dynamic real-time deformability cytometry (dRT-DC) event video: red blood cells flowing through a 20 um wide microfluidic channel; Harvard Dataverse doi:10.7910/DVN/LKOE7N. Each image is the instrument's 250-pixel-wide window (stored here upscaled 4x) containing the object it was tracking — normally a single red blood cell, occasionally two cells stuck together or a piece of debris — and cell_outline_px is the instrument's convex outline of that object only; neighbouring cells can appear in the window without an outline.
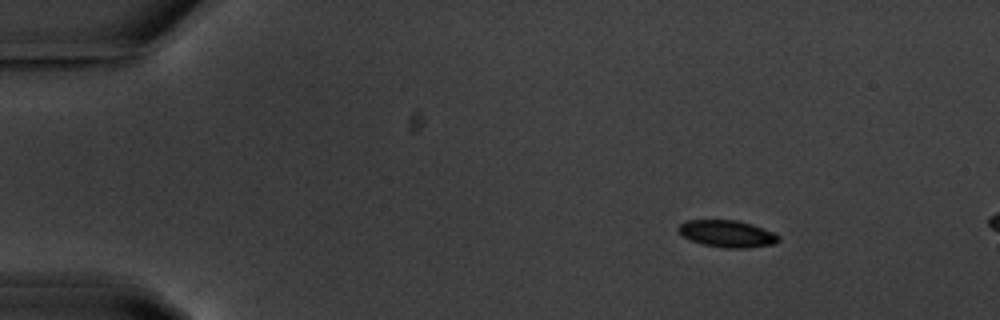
{"species": "common noctule bat (a hibernating species)", "species_latin": "Nyctalus noctula", "temperature_condition": "warm", "stored_images_in_passage": 7, "camera_frame_rate_fps": 3000, "um_per_image_px": 0.085, "animal": {"sex": "male", "body_mass_g": 20.1, "forearm_length_mm": 53.5}, "frame": {"image": 1, "passage_image": 1, "time_ms": 0.0, "image_size_px": [1000, 320], "cell_outline_px": [[780, 240], [776, 244], [748, 248], [724, 248], [704, 244], [688, 240], [676, 228], [680, 224], [688, 220], [736, 220], [752, 224], [772, 232], [780, 236]], "centroid_in_image_um": [61.82, 19.87], "position_along_channel_um": 23.2, "area_um2": 15.78}}